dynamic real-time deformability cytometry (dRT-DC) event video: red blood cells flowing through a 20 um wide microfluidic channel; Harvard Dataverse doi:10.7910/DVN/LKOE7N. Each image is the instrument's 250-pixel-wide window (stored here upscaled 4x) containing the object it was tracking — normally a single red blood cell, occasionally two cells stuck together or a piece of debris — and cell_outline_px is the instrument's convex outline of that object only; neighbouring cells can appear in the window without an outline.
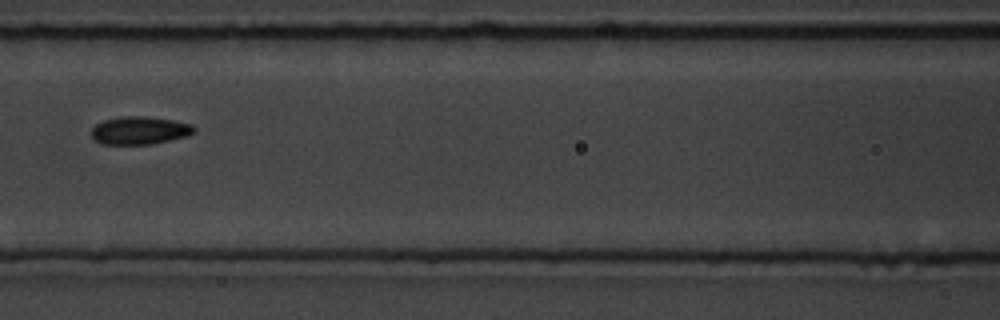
{"species": "common noctule bat (a hibernating species)", "species_latin": "Nyctalus noctula", "temperature_condition": "room temperature", "stored_images_in_passage": 11, "camera_frame_rate_fps": 3000, "um_per_image_px": 0.085, "animal": {"sex": "male", "body_mass_g": 19.5, "forearm_length_mm": 54.6}, "frame": {"image": 1, "passage_image": 4, "time_ms": 4.333, "image_size_px": [1000, 320], "cell_outline_px": [[196, 132], [188, 136], [152, 144], [100, 144], [92, 136], [92, 128], [96, 124], [104, 120], [120, 116], [144, 116], [172, 120], [192, 124], [196, 128]], "centroid_in_image_um": [11.9, 11.08], "position_along_channel_um": 154.7, "area_um2": 16.76}}
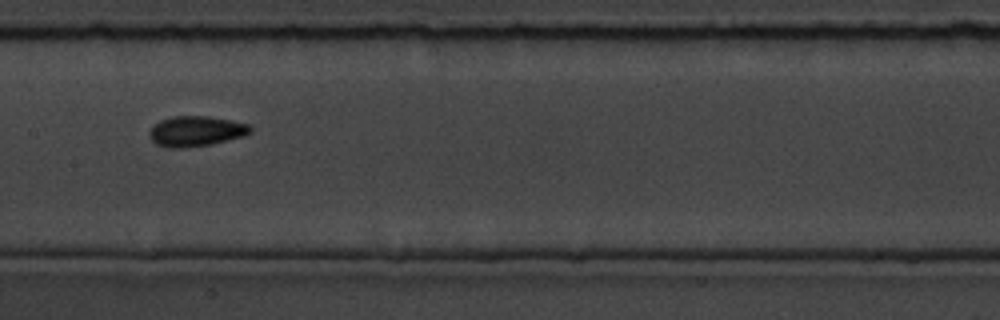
{"frame": {"image": 2, "passage_image": 5, "time_ms": 5.333, "image_size_px": [1000, 320], "cell_outline_px": [[252, 132], [244, 136], [212, 144], [184, 148], [168, 148], [156, 144], [148, 136], [148, 132], [152, 124], [160, 120], [172, 116], [208, 116], [248, 124], [252, 128]], "centroid_in_image_um": [16.61, 11.16], "position_along_channel_um": 190.8, "area_um2": 18.03}}